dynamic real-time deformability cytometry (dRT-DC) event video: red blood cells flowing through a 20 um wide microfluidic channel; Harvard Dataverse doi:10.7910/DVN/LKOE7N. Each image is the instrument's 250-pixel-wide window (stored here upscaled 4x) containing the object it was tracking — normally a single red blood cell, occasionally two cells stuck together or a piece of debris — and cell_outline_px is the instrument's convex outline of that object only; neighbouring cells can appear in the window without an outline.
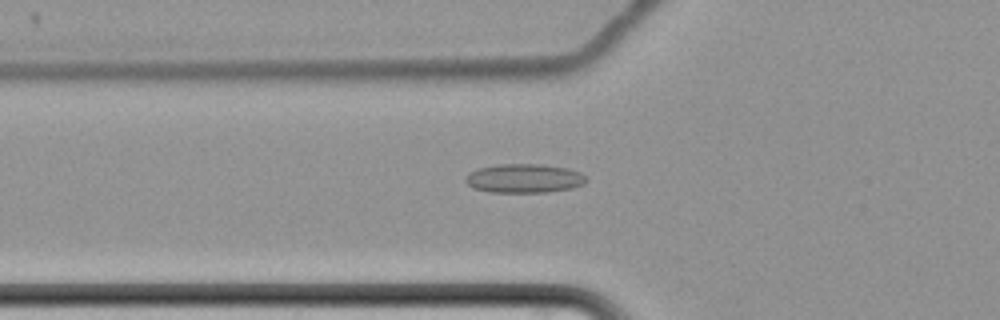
{"species": "common noctule bat (a hibernating species)", "species_latin": "Nyctalus noctula", "temperature_condition": "cold", "stored_images_in_passage": 64, "camera_frame_rate_fps": 3000, "um_per_image_px": 0.085, "animal": {"sex": "female", "body_mass_g": 22.7, "forearm_length_mm": 54.2}, "frame": {"image": 1, "passage_image": 26, "time_ms": 8.333, "image_size_px": [1000, 320], "cell_outline_px": [[588, 180], [584, 184], [572, 188], [544, 192], [492, 192], [472, 188], [464, 180], [468, 172], [476, 168], [496, 164], [540, 164], [568, 168], [580, 172], [588, 176]], "centroid_in_image_um": [44.55, 15.15], "position_along_channel_um": 81.2, "area_um2": 20.63}}
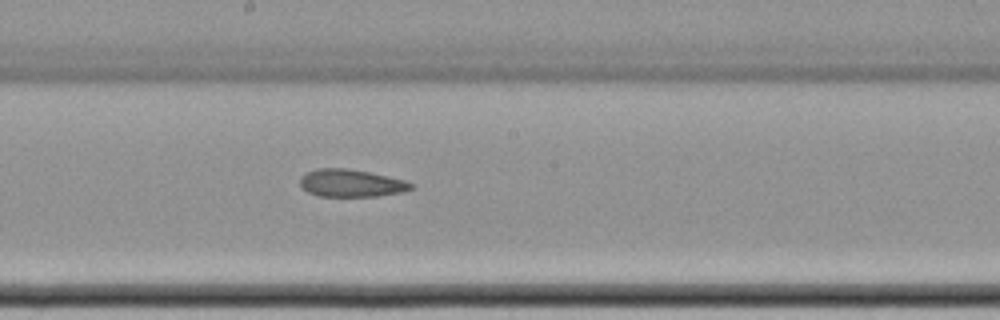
{"frame": {"image": 2, "passage_image": 38, "time_ms": 12.333, "image_size_px": [1000, 320], "cell_outline_px": [[412, 188], [400, 192], [376, 196], [316, 196], [308, 192], [300, 184], [300, 176], [316, 168], [344, 168], [368, 172], [404, 180], [412, 184]], "centroid_in_image_um": [29.78, 15.56], "position_along_channel_um": 218.4, "area_um2": 17.51}}
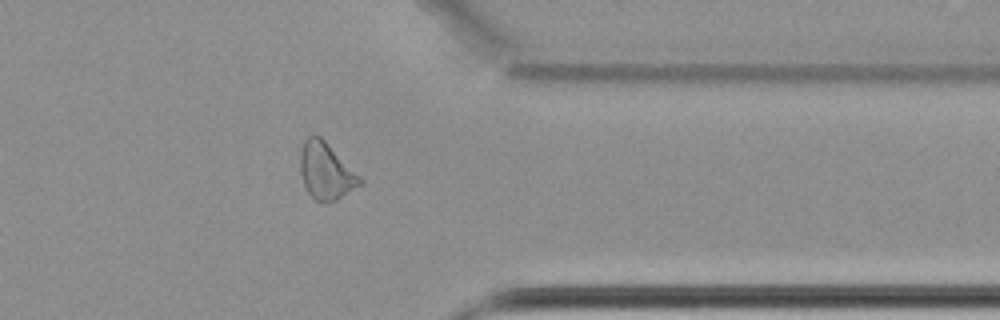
{"frame": {"image": 3, "passage_image": 53, "time_ms": 17.333, "image_size_px": [1000, 320], "cell_outline_px": [[364, 184], [336, 200], [316, 200], [308, 192], [304, 184], [300, 172], [300, 148], [304, 140], [308, 136], [320, 136], [364, 180]], "centroid_in_image_um": [27.71, 14.53], "position_along_channel_um": 383.7, "area_um2": 19.48}, "authors_computed_cell_mechanics": {"area_um2": 20.519, "velocity_mm_per_s": 3.4386, "shape_relaxation_time_tau1_ms": null, "shape_relaxation_time_tau2_ms": 5.5589, "deformation_change_tau1": null, "deformation_change_tau2": 0.1348}}